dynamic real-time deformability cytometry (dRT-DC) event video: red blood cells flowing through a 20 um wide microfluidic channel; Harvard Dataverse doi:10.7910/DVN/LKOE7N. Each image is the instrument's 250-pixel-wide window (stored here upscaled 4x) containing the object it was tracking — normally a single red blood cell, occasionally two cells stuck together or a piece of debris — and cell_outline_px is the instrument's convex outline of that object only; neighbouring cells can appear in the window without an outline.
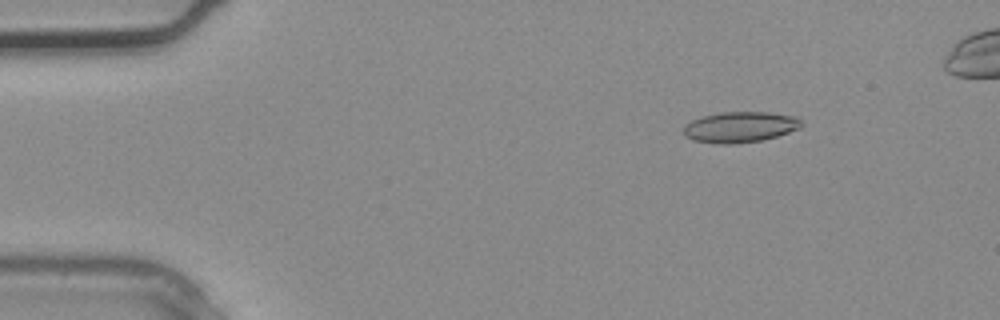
{"species": "common noctule bat (a hibernating species)", "species_latin": "Nyctalus noctula", "temperature_condition": "warm", "stored_images_in_passage": 3, "camera_frame_rate_fps": 3000, "um_per_image_px": 0.085, "animal": {"sex": "male", "body_mass_g": 20.4}, "frame": {"image": 1, "passage_image": 2, "time_ms": 0.333, "image_size_px": [1000, 320], "cell_outline_px": [[804, 124], [800, 128], [764, 140], [732, 144], [716, 144], [692, 140], [684, 136], [684, 124], [692, 120], [704, 116], [720, 112], [768, 112], [796, 116]], "centroid_in_image_um": [62.89, 10.8], "position_along_channel_um": 22.1, "area_um2": 21.27}}